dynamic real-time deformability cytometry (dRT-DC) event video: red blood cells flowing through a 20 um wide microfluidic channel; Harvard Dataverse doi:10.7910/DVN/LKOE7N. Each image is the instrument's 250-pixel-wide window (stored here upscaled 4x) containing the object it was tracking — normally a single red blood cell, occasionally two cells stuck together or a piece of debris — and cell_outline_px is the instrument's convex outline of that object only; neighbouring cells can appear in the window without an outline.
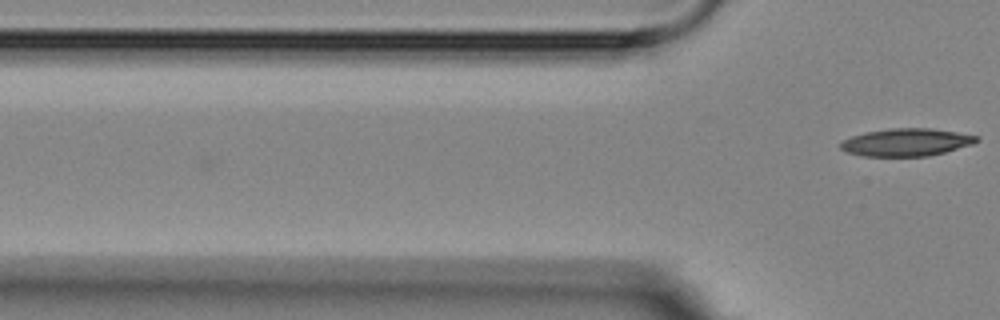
{"species": "Egyptian fruit bat (a non-hibernating species)", "species_latin": "Rousettus aegyptiacus", "temperature_condition": "room temperature", "stored_images_in_passage": 2, "camera_frame_rate_fps": 3000, "um_per_image_px": 0.085, "animal": {"sex": "female"}, "frame": {"image": 1, "passage_image": 2, "time_ms": 1.333, "image_size_px": [1000, 320], "cell_outline_px": [[980, 140], [972, 144], [944, 152], [928, 156], [864, 156], [844, 152], [840, 148], [840, 144], [844, 140], [852, 136], [864, 132], [892, 128], [932, 128], [980, 136]], "centroid_in_image_um": [77.03, 12.09], "position_along_channel_um": 48.8, "area_um2": 21.91}}